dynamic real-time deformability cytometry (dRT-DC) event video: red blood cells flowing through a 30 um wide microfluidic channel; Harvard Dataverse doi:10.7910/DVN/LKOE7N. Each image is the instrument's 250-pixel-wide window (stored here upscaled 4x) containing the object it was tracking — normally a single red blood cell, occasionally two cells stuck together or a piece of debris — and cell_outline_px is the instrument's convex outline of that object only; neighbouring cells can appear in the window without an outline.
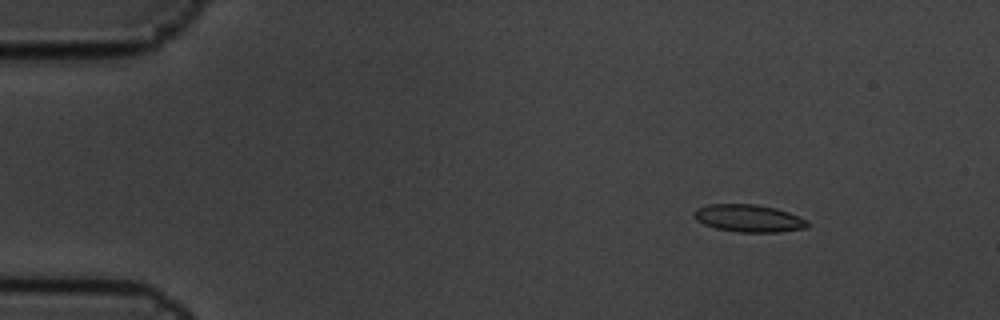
{"species": "common noctule bat (a hibernating species)", "species_latin": "Nyctalus noctula", "temperature_condition": "cold", "stored_images_in_passage": 5, "camera_frame_rate_fps": 3000, "um_per_image_px": 0.085, "animal": {"sex": "male", "body_mass_g": 19.5, "forearm_length_mm": 54.6}, "frame": {"image": 1, "passage_image": 3, "time_ms": 0.667, "image_size_px": [1000, 320], "cell_outline_px": [[808, 228], [776, 232], [740, 232], [716, 228], [704, 224], [696, 220], [692, 216], [692, 212], [696, 208], [708, 204], [756, 204], [776, 208], [788, 212], [808, 220]], "centroid_in_image_um": [63.61, 18.54], "position_along_channel_um": 21.4, "area_um2": 18.26}}
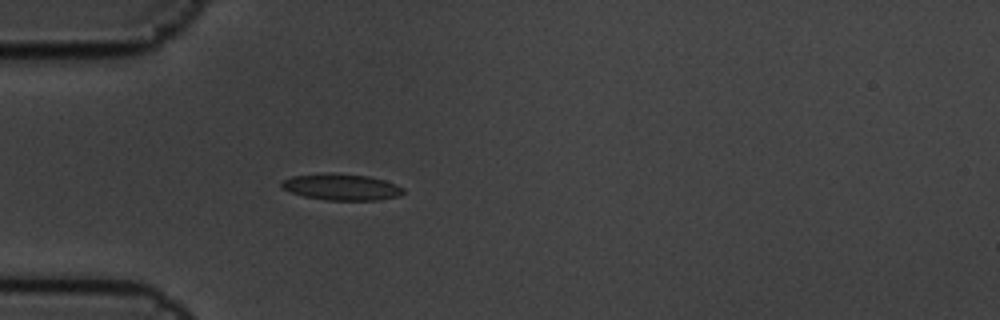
{"frame": {"image": 2, "passage_image": 5, "time_ms": 1.333, "image_size_px": [1000, 320], "cell_outline_px": [[404, 192], [400, 196], [376, 200], [324, 200], [304, 196], [292, 192], [284, 188], [280, 184], [280, 180], [292, 176], [324, 172], [336, 172], [368, 176], [384, 180], [396, 184], [404, 188]], "centroid_in_image_um": [29.01, 15.88], "position_along_channel_um": 56.0, "area_um2": 18.96}}